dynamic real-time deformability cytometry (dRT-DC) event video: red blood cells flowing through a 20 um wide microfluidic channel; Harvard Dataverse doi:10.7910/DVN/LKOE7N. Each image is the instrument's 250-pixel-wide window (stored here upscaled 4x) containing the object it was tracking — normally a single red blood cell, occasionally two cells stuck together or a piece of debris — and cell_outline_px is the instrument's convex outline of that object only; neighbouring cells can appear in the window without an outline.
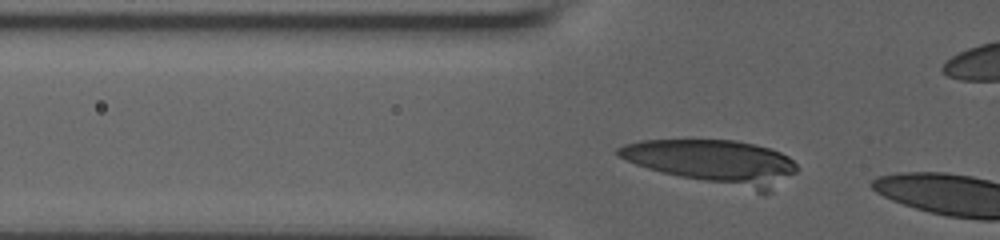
{"species": "human", "species_latin": "Homo sapiens", "temperature_condition": "room temperature", "stored_images_in_passage": 39, "camera_frame_rate_fps": 3000, "um_per_image_px": 0.085, "donor": {"sex": "male"}, "frame": {"image": 1, "passage_image": 6, "time_ms": 1.667, "image_size_px": [1000, 240], "cell_outline_px": [[796, 172], [768, 192], [756, 192], [680, 176], [648, 168], [636, 164], [616, 156], [616, 148], [624, 144], [640, 140], [736, 140], [756, 144], [780, 152], [788, 156], [796, 164]], "centroid_in_image_um": [60.64, 13.75], "position_along_channel_um": 65.2, "area_um2": 45.49}}
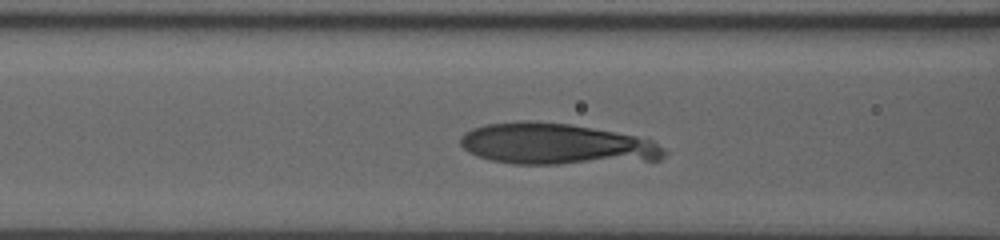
{"frame": {"image": 2, "passage_image": 12, "time_ms": 3.333, "image_size_px": [1000, 240], "cell_outline_px": [[668, 152], [660, 160], [560, 164], [512, 164], [492, 160], [476, 156], [468, 152], [460, 144], [460, 136], [464, 132], [472, 128], [484, 124], [524, 120], [528, 120], [572, 124], [616, 132], [636, 136], [652, 140]], "centroid_in_image_um": [47.25, 12.24], "position_along_channel_um": 119.3, "area_um2": 49.36}}
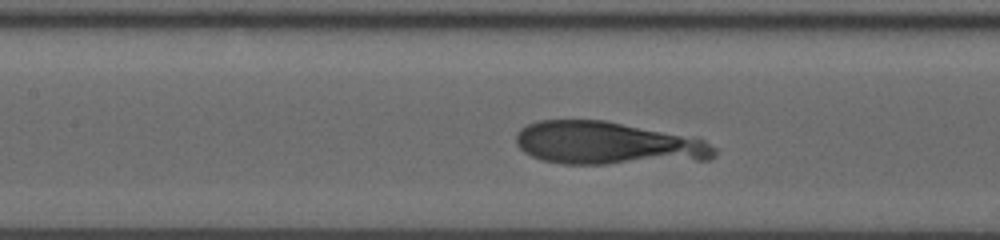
{"frame": {"image": 3, "passage_image": 16, "time_ms": 4.333, "image_size_px": [1000, 240], "cell_outline_px": [[720, 148], [716, 156], [712, 160], [608, 164], [564, 164], [540, 160], [524, 152], [516, 144], [516, 132], [520, 128], [528, 124], [540, 120], [604, 120], [700, 136]], "centroid_in_image_um": [51.8, 12.18], "position_along_channel_um": 155.6, "area_um2": 51.1}}